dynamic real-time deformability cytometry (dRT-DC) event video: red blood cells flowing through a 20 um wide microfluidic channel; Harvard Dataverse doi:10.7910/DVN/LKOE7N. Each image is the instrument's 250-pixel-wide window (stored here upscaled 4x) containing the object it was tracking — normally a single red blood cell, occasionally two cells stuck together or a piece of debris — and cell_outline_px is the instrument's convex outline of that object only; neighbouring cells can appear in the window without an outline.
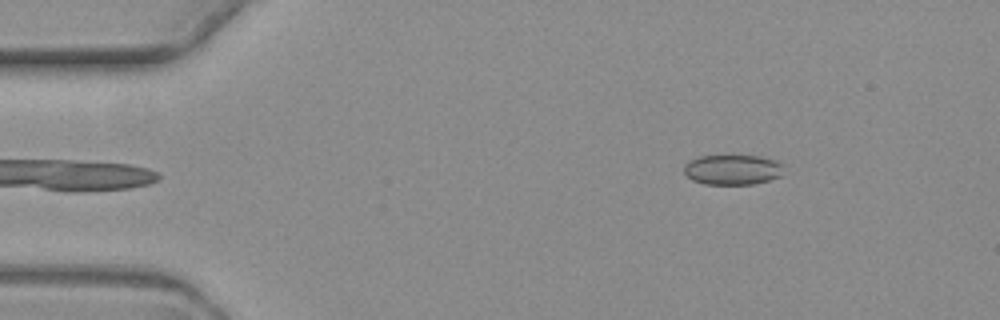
{"species": "common noctule bat (a hibernating species)", "species_latin": "Nyctalus noctula", "temperature_condition": "warm", "stored_images_in_passage": 6, "camera_frame_rate_fps": 3000, "um_per_image_px": 0.085, "animal": {"sex": "female", "body_mass_g": 19.3, "forearm_length_mm": 54.1}, "frame": {"image": 1, "passage_image": 6, "time_ms": 6.0, "image_size_px": [1000, 320], "cell_outline_px": [[784, 164], [780, 176], [756, 184], [704, 184], [692, 180], [684, 172], [684, 164], [700, 156], [760, 156], [776, 160]], "centroid_in_image_um": [62.28, 14.42], "position_along_channel_um": 22.7, "area_um2": 17.46}}